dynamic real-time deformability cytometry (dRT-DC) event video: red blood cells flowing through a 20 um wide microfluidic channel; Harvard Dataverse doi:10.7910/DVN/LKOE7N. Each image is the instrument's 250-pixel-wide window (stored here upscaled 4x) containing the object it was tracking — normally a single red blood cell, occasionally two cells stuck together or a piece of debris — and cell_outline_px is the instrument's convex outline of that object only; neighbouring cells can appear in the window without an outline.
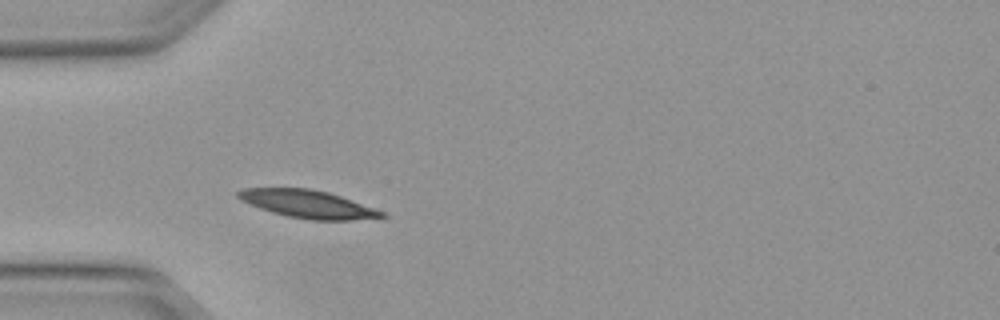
{"species": "Egyptian fruit bat (a non-hibernating species)", "species_latin": "Rousettus aegyptiacus", "temperature_condition": "warm", "stored_images_in_passage": 1, "camera_frame_rate_fps": 3000, "um_per_image_px": 0.085, "animal": {"sex": "female"}, "frame": {"image": 1, "passage_image": 1, "time_ms": 0.0, "image_size_px": [1000, 320], "cell_outline_px": [[388, 216], [352, 220], [308, 220], [288, 216], [272, 212], [260, 208], [240, 200], [236, 196], [236, 192], [244, 188], [308, 188], [328, 192], [340, 196], [384, 212]], "centroid_in_image_um": [26.12, 17.34], "position_along_channel_um": 58.9, "area_um2": 23.06}}